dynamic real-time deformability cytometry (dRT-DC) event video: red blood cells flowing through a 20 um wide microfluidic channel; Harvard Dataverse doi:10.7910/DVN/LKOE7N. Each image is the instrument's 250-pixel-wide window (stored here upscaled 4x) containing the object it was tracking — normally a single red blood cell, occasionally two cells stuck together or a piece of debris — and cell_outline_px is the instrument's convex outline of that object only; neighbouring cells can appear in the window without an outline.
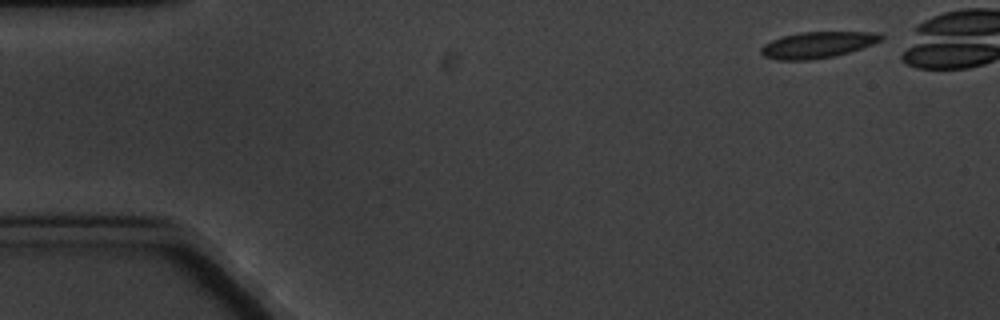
{"species": "common noctule bat (a hibernating species)", "species_latin": "Nyctalus noctula", "temperature_condition": "cold", "stored_images_in_passage": 12, "camera_frame_rate_fps": 3000, "um_per_image_px": 0.085, "animal": {"sex": "male", "body_mass_g": 20.1, "forearm_length_mm": 53.5}, "frame": {"image": 1, "passage_image": 1, "time_ms": 0.0, "image_size_px": [1000, 320], "cell_outline_px": [[884, 40], [836, 56], [808, 60], [776, 60], [764, 56], [760, 52], [760, 48], [764, 44], [772, 40], [784, 36], [800, 32], [880, 32], [884, 36]], "centroid_in_image_um": [69.5, 3.81], "position_along_channel_um": 15.5, "area_um2": 18.38}}
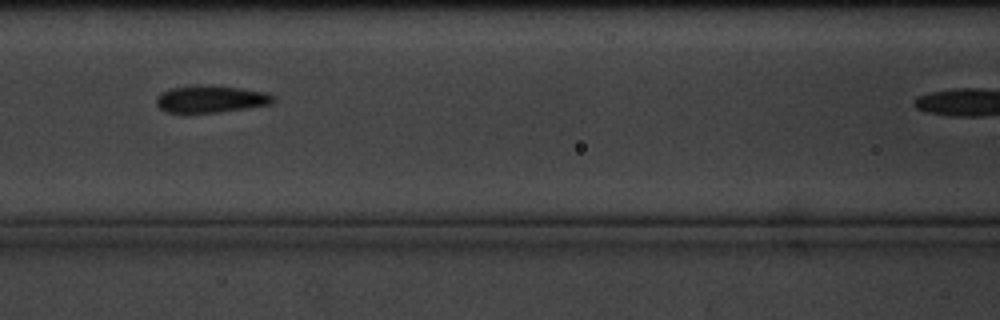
{"frame": {"image": 2, "passage_image": 7, "time_ms": 7.0, "image_size_px": [1000, 320], "cell_outline_px": [[276, 100], [272, 104], [220, 112], [168, 112], [160, 108], [156, 104], [156, 96], [160, 92], [172, 88], [192, 84], [212, 84], [240, 88], [264, 92], [272, 96]], "centroid_in_image_um": [17.89, 8.39], "position_along_channel_um": 148.7, "area_um2": 18.67}}